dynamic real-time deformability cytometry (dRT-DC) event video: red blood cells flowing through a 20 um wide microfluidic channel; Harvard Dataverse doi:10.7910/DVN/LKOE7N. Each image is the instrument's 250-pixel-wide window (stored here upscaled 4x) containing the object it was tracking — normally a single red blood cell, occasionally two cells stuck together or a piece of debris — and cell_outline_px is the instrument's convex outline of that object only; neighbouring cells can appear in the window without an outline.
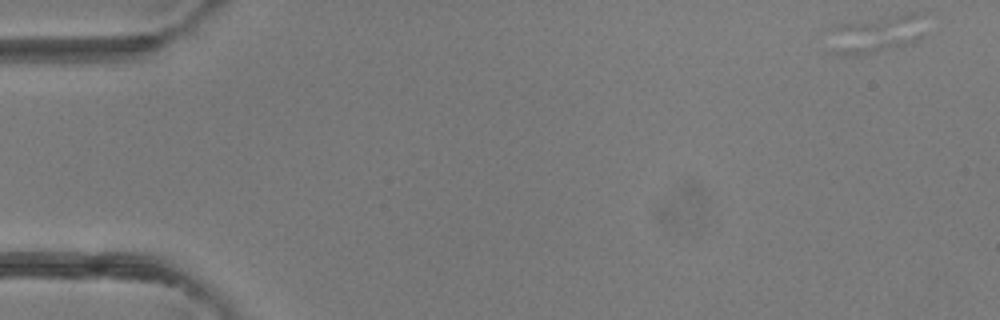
{"species": "common noctule bat (a hibernating species)", "species_latin": "Nyctalus noctula", "temperature_condition": "room temperature", "stored_images_in_passage": 24, "camera_frame_rate_fps": 3000, "um_per_image_px": 0.085, "animal": {"sex": "female"}, "frame": {"image": 1, "passage_image": 1, "time_ms": 0.0, "image_size_px": [1000, 320], "cell_outline_px": [[924, 36], [920, 40], [860, 56], [844, 56], [828, 52], [832, 24], [908, 12], [924, 12]], "centroid_in_image_um": [74.46, 2.87], "position_along_channel_um": 10.5, "area_um2": 22.25}}
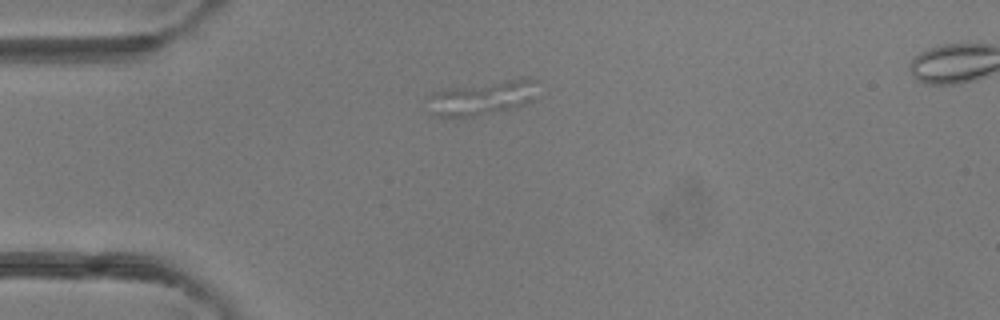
{"frame": {"image": 2, "passage_image": 12, "time_ms": 3.667, "image_size_px": [1000, 320], "cell_outline_px": [[540, 80], [532, 100], [516, 108], [472, 116], [432, 116], [428, 96], [432, 92], [440, 88], [524, 76], [528, 76]], "centroid_in_image_um": [41.04, 8.25], "position_along_channel_um": 44.0, "area_um2": 22.77}}